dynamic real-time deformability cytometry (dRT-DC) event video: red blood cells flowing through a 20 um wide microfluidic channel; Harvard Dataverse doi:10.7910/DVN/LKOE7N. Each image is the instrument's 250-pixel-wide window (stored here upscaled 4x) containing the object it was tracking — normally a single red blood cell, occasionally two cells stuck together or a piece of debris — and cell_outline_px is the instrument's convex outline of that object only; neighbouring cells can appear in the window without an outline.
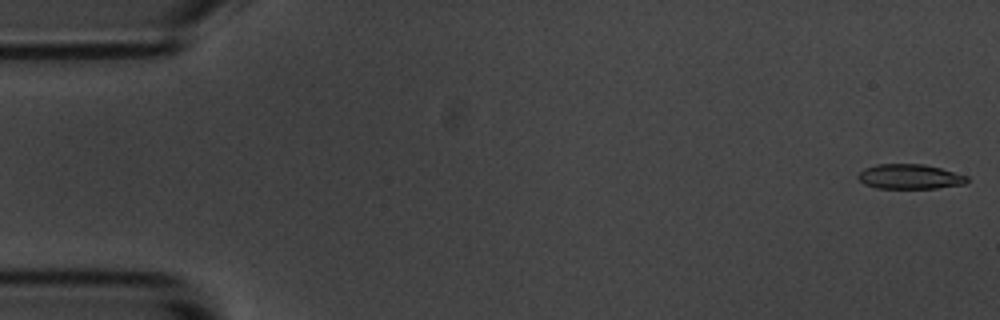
{"species": "common noctule bat (a hibernating species)", "species_latin": "Nyctalus noctula", "temperature_condition": "room temperature", "stored_images_in_passage": 8, "camera_frame_rate_fps": 3000, "um_per_image_px": 0.085, "animal": {"sex": "male", "body_mass_g": 20.1, "forearm_length_mm": 53.5}, "frame": {"image": 1, "passage_image": 1, "time_ms": 0.0, "image_size_px": [1000, 320], "cell_outline_px": [[968, 180], [964, 184], [936, 188], [876, 188], [864, 184], [856, 176], [864, 168], [876, 164], [924, 164], [940, 168], [968, 176]], "centroid_in_image_um": [77.31, 15.01], "position_along_channel_um": 7.7, "area_um2": 15.72}}
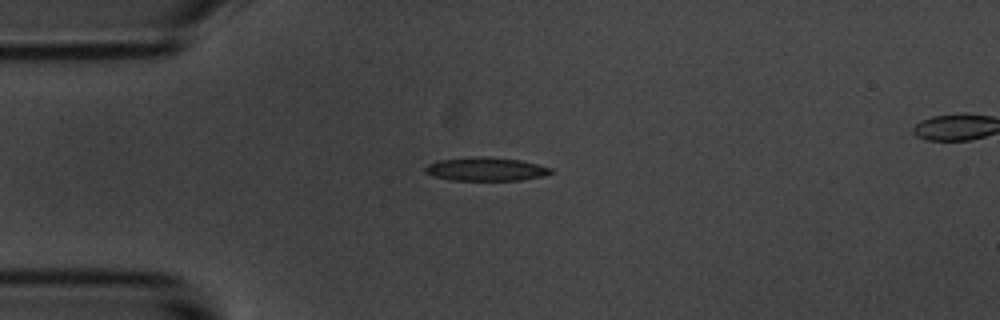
{"frame": {"image": 2, "passage_image": 5, "time_ms": 4.333, "image_size_px": [1000, 320], "cell_outline_px": [[556, 172], [544, 176], [520, 180], [452, 180], [432, 176], [424, 172], [424, 168], [428, 164], [440, 160], [480, 156], [488, 156], [520, 160], [552, 168]], "centroid_in_image_um": [41.32, 14.38], "position_along_channel_um": 43.7, "area_um2": 17.28}}
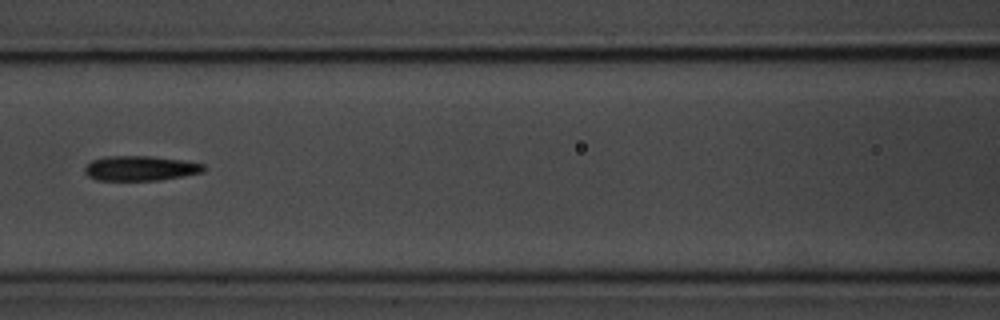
{"frame": {"image": 3, "passage_image": 8, "time_ms": 8.0, "image_size_px": [1000, 320], "cell_outline_px": [[208, 168], [204, 172], [160, 180], [96, 180], [88, 176], [84, 172], [84, 168], [92, 160], [104, 156], [152, 156], [180, 160], [204, 164]], "centroid_in_image_um": [11.94, 14.3], "position_along_channel_um": 154.7, "area_um2": 17.28}}